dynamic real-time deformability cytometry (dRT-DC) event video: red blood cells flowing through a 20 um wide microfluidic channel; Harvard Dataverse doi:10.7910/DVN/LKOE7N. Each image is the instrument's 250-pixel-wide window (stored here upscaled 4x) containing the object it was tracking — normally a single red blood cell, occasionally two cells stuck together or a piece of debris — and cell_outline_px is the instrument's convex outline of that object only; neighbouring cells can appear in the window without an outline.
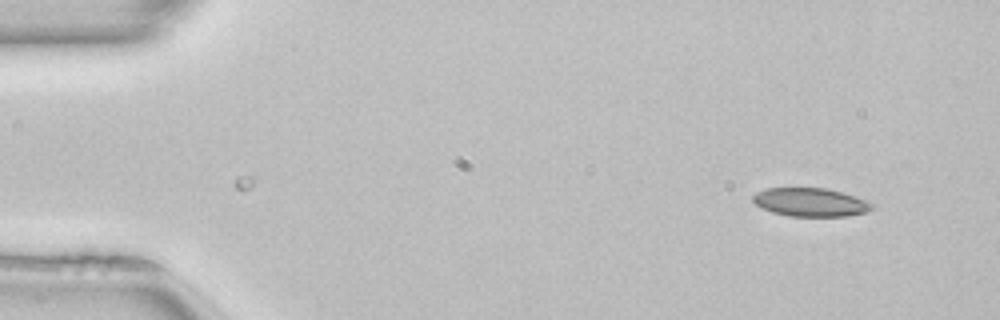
{"species": "common noctule bat (a hibernating species)", "species_latin": "Nyctalus noctula", "temperature_condition": "room temperature", "stored_images_in_passage": 47, "camera_frame_rate_fps": 3000, "um_per_image_px": 0.085, "animal": {"sex": "female", "body_mass_g": 22.7, "forearm_length_mm": 54.2}, "frame": {"image": 1, "passage_image": 1, "time_ms": 0.0, "image_size_px": [1000, 320], "cell_outline_px": [[876, 204], [868, 212], [848, 216], [788, 216], [772, 212], [756, 204], [752, 200], [752, 196], [756, 192], [764, 188], [828, 188], [868, 200]], "centroid_in_image_um": [68.93, 17.18], "position_along_channel_um": 16.1, "area_um2": 19.94}}
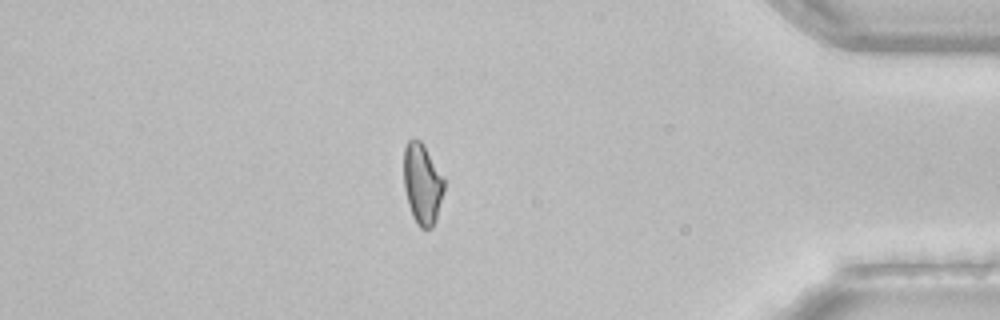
{"frame": {"image": 2, "passage_image": 40, "time_ms": 13.0, "image_size_px": [1000, 320], "cell_outline_px": [[444, 192], [436, 220], [432, 228], [420, 228], [412, 216], [408, 204], [404, 188], [404, 148], [408, 140], [420, 140], [444, 176]], "centroid_in_image_um": [35.9, 15.65], "position_along_channel_um": 399.3, "area_um2": 19.02}}
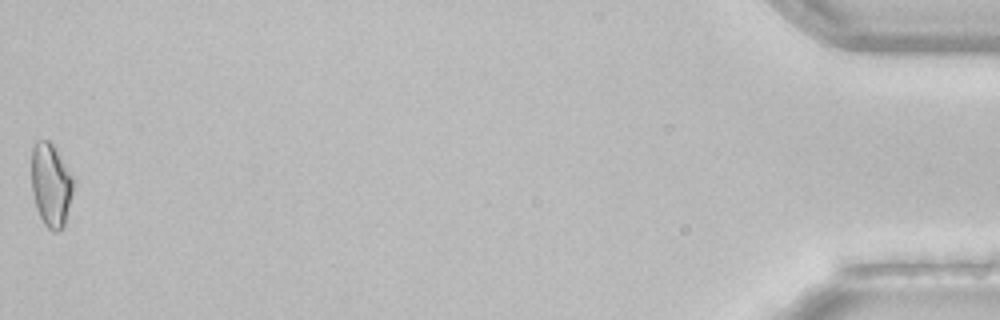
{"frame": {"image": 3, "passage_image": 47, "time_ms": 15.333, "image_size_px": [1000, 320], "cell_outline_px": [[76, 184], [64, 224], [56, 232], [52, 232], [44, 224], [36, 208], [32, 192], [32, 148], [36, 140], [48, 140], [56, 148], [76, 180]], "centroid_in_image_um": [4.36, 15.7], "position_along_channel_um": 430.8, "area_um2": 20.69}, "authors_computed_cell_mechanics": {"area_um2": 19.941, "velocity_mm_per_s": 4.0661, "shape_relaxation_time_tau1_ms": null, "shape_relaxation_time_tau2_ms": 2.1558, "deformation_change_tau1": null, "deformation_change_tau2": 0.0736}}